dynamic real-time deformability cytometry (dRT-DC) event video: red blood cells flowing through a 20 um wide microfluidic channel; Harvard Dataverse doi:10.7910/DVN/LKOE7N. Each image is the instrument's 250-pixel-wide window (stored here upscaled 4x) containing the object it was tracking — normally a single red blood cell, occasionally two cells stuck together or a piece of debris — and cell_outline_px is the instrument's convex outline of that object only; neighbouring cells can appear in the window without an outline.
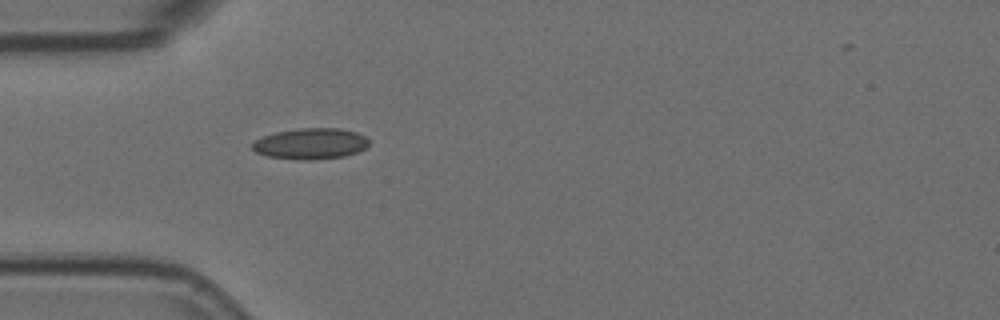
{"species": "Egyptian fruit bat (a non-hibernating species)", "species_latin": "Rousettus aegyptiacus", "temperature_condition": "room temperature", "stored_images_in_passage": 1, "camera_frame_rate_fps": 3000, "um_per_image_px": 0.085, "animal": {"sex": "female"}, "frame": {"image": 1, "passage_image": 1, "time_ms": 0.0, "image_size_px": [1000, 320], "cell_outline_px": [[368, 144], [364, 148], [356, 152], [344, 156], [308, 160], [296, 160], [268, 156], [256, 152], [252, 148], [252, 144], [256, 140], [264, 136], [276, 132], [300, 128], [340, 128], [356, 132], [364, 136], [368, 140]], "centroid_in_image_um": [26.39, 12.21], "position_along_channel_um": 58.6, "area_um2": 20.87}}